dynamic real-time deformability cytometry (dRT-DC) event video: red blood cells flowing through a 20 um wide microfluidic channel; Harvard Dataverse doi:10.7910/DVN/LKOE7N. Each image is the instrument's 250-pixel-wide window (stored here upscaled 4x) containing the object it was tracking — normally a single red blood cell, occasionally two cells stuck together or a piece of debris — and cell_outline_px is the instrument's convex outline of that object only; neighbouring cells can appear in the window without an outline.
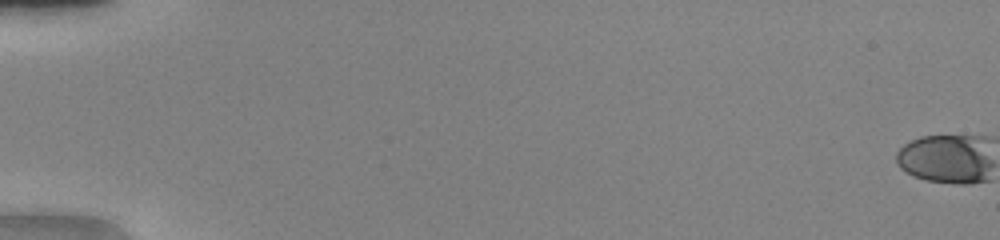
{"species": "human", "species_latin": "Homo sapiens", "temperature_condition": "warm", "stored_images_in_passage": 53, "camera_frame_rate_fps": 3000, "um_per_image_px": 0.085, "donor": {"sex": "female"}, "frame": {"image": 1, "passage_image": 1, "time_ms": 0.0, "image_size_px": [1000, 240], "cell_outline_px": [[980, 180], [932, 180], [916, 176], [908, 172], [900, 164], [900, 152], [908, 144], [916, 140], [928, 136], [960, 136], [976, 156], [980, 164]], "centroid_in_image_um": [79.97, 13.52], "position_along_channel_um": 5.0, "area_um2": 21.1}}
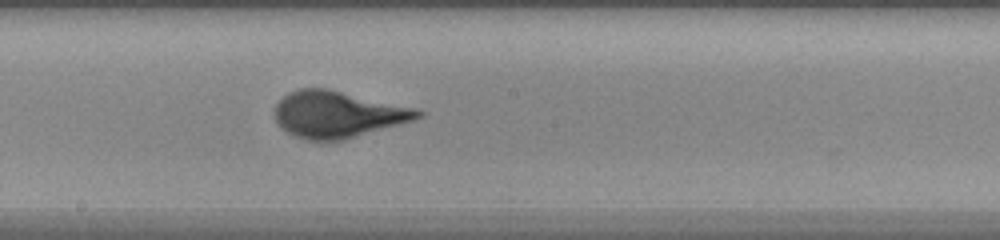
{"frame": {"image": 2, "passage_image": 32, "time_ms": 10.333, "image_size_px": [1000, 240], "cell_outline_px": [[420, 112], [416, 116], [404, 120], [340, 136], [308, 136], [296, 132], [288, 128], [280, 120], [280, 104], [288, 96], [296, 92], [332, 92]], "centroid_in_image_um": [28.62, 9.68], "position_along_channel_um": 219.6, "area_um2": 30.46}}
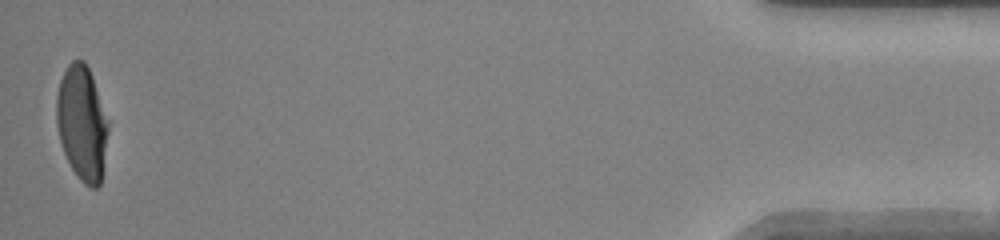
{"frame": {"image": 3, "passage_image": 53, "time_ms": 17.333, "image_size_px": [1000, 240], "cell_outline_px": [[104, 140], [100, 184], [88, 184], [76, 172], [68, 160], [60, 136], [60, 84], [68, 68], [76, 60], [80, 60], [88, 68], [92, 80], [104, 124]], "centroid_in_image_um": [6.94, 10.47], "position_along_channel_um": 428.3, "area_um2": 29.71}}